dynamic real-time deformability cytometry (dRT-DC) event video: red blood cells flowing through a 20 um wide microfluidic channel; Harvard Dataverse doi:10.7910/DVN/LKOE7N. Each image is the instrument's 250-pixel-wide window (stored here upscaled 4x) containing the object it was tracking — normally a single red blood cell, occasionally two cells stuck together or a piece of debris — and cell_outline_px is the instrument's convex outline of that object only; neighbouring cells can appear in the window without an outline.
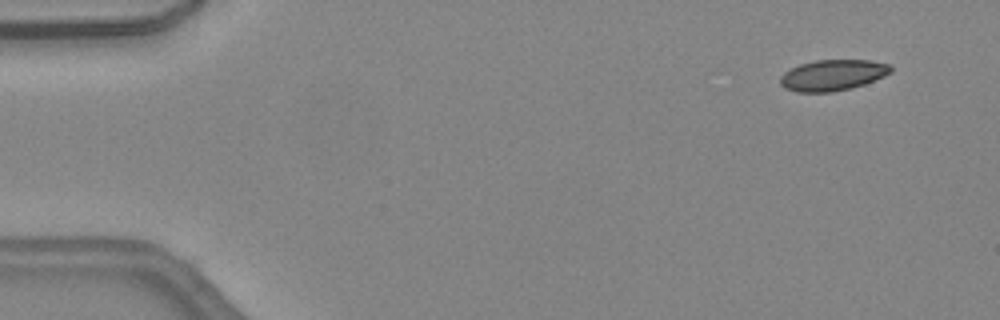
{"species": "common noctule bat (a hibernating species)", "species_latin": "Nyctalus noctula", "temperature_condition": "warm", "stored_images_in_passage": 46, "camera_frame_rate_fps": 3000, "um_per_image_px": 0.085, "animal": {"sex": "female", "body_mass_g": 24.6, "forearm_length_mm": 56.2}, "frame": {"image": 1, "passage_image": 4, "time_ms": 1.0, "image_size_px": [1000, 320], "cell_outline_px": [[892, 72], [884, 76], [864, 84], [852, 88], [832, 92], [796, 92], [784, 88], [780, 84], [780, 76], [784, 72], [800, 64], [816, 60], [868, 60], [892, 64]], "centroid_in_image_um": [70.79, 6.39], "position_along_channel_um": 14.2, "area_um2": 20.06}}
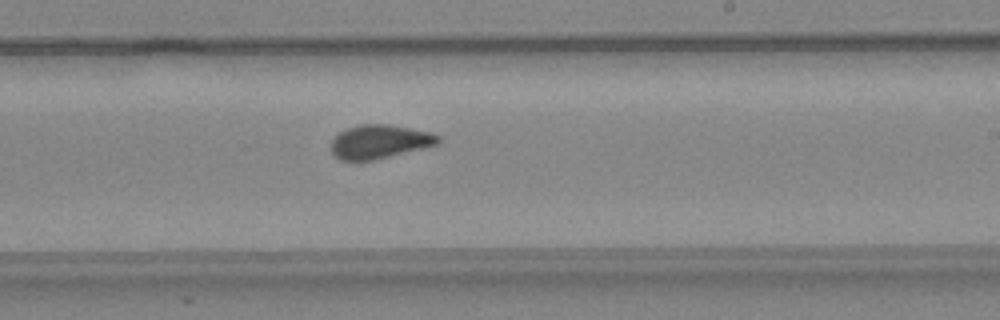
{"frame": {"image": 2, "passage_image": 28, "time_ms": 9.0, "image_size_px": [1000, 320], "cell_outline_px": [[440, 140], [436, 144], [372, 160], [340, 160], [332, 152], [332, 140], [340, 132], [348, 128], [360, 124], [388, 124], [432, 132], [440, 136]], "centroid_in_image_um": [32.25, 12.02], "position_along_channel_um": 256.7, "area_um2": 20.58}}
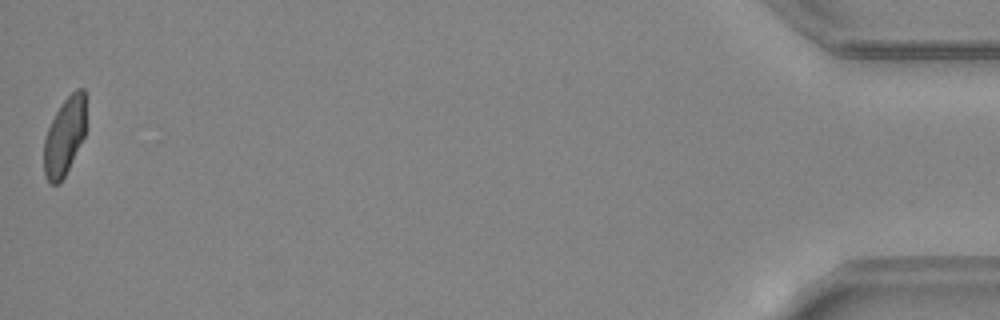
{"frame": {"image": 3, "passage_image": 46, "time_ms": 15.0, "image_size_px": [1000, 320], "cell_outline_px": [[84, 136], [60, 184], [48, 184], [44, 176], [44, 140], [48, 128], [56, 112], [64, 100], [76, 88], [84, 88]], "centroid_in_image_um": [5.45, 11.63], "position_along_channel_um": 429.8, "area_um2": 18.73}, "authors_computed_cell_mechanics": {"area_um2": 20.6924, "velocity_mm_per_s": 4.5337, "shape_relaxation_time_tau1_ms": null, "shape_relaxation_time_tau2_ms": 0.7017, "deformation_change_tau1": null, "deformation_change_tau2": 0.0669}}